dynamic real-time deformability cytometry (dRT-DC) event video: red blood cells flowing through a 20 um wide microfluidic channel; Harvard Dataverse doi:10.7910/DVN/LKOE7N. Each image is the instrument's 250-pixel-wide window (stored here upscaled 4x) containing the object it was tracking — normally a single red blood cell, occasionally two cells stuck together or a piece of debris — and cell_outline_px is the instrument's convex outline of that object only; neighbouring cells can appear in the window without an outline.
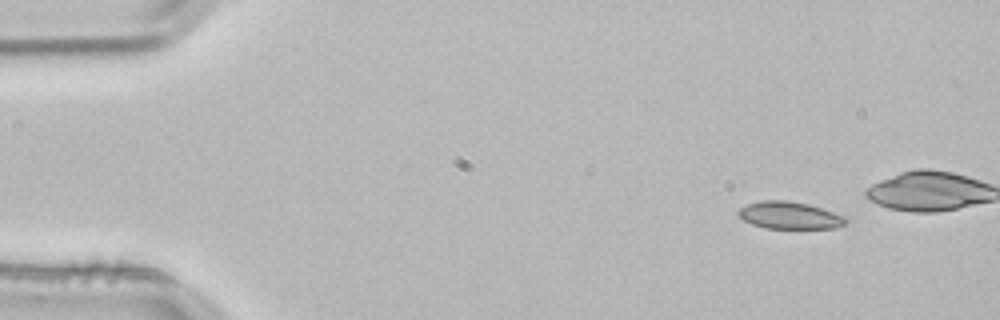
{"species": "common noctule bat (a hibernating species)", "species_latin": "Nyctalus noctula", "temperature_condition": "room temperature", "stored_images_in_passage": 4, "camera_frame_rate_fps": 3000, "um_per_image_px": 0.085, "animal": {"sex": "male", "body_mass_g": 21.5, "forearm_length_mm": 52.0}, "frame": {"image": 1, "passage_image": 1, "time_ms": 0.0, "image_size_px": [1000, 320], "cell_outline_px": [[848, 224], [836, 228], [764, 228], [752, 224], [744, 220], [736, 212], [740, 208], [748, 204], [760, 200], [788, 200], [808, 204], [844, 216], [848, 220]], "centroid_in_image_um": [67.12, 18.31], "position_along_channel_um": 17.9, "area_um2": 17.05}}